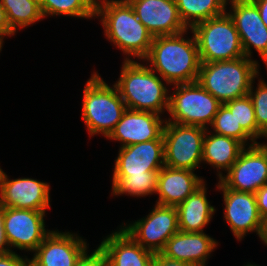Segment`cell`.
Returning <instances> with one entry per match:
<instances>
[{"label": "cell", "mask_w": 267, "mask_h": 266, "mask_svg": "<svg viewBox=\"0 0 267 266\" xmlns=\"http://www.w3.org/2000/svg\"><path fill=\"white\" fill-rule=\"evenodd\" d=\"M95 17H102L104 35L124 55L140 61L148 55L154 37L127 0H96Z\"/></svg>", "instance_id": "obj_2"}, {"label": "cell", "mask_w": 267, "mask_h": 266, "mask_svg": "<svg viewBox=\"0 0 267 266\" xmlns=\"http://www.w3.org/2000/svg\"><path fill=\"white\" fill-rule=\"evenodd\" d=\"M75 266H107L105 253L99 246L90 255L86 250L76 261Z\"/></svg>", "instance_id": "obj_31"}, {"label": "cell", "mask_w": 267, "mask_h": 266, "mask_svg": "<svg viewBox=\"0 0 267 266\" xmlns=\"http://www.w3.org/2000/svg\"><path fill=\"white\" fill-rule=\"evenodd\" d=\"M82 119L89 135L108 137L127 109L114 84L110 87L97 72H93L83 90Z\"/></svg>", "instance_id": "obj_5"}, {"label": "cell", "mask_w": 267, "mask_h": 266, "mask_svg": "<svg viewBox=\"0 0 267 266\" xmlns=\"http://www.w3.org/2000/svg\"><path fill=\"white\" fill-rule=\"evenodd\" d=\"M267 184V148L264 143H250L231 168L223 175L217 188L255 193Z\"/></svg>", "instance_id": "obj_10"}, {"label": "cell", "mask_w": 267, "mask_h": 266, "mask_svg": "<svg viewBox=\"0 0 267 266\" xmlns=\"http://www.w3.org/2000/svg\"><path fill=\"white\" fill-rule=\"evenodd\" d=\"M205 133L206 129L199 126L166 121L163 130L165 166L192 171L199 168Z\"/></svg>", "instance_id": "obj_8"}, {"label": "cell", "mask_w": 267, "mask_h": 266, "mask_svg": "<svg viewBox=\"0 0 267 266\" xmlns=\"http://www.w3.org/2000/svg\"><path fill=\"white\" fill-rule=\"evenodd\" d=\"M252 1L256 4L261 19L267 26V0H252Z\"/></svg>", "instance_id": "obj_37"}, {"label": "cell", "mask_w": 267, "mask_h": 266, "mask_svg": "<svg viewBox=\"0 0 267 266\" xmlns=\"http://www.w3.org/2000/svg\"><path fill=\"white\" fill-rule=\"evenodd\" d=\"M265 245H267V216L263 218L262 230L259 237Z\"/></svg>", "instance_id": "obj_38"}, {"label": "cell", "mask_w": 267, "mask_h": 266, "mask_svg": "<svg viewBox=\"0 0 267 266\" xmlns=\"http://www.w3.org/2000/svg\"><path fill=\"white\" fill-rule=\"evenodd\" d=\"M1 4L6 11L8 22L15 32L19 28L24 29L40 19H44L39 0H1Z\"/></svg>", "instance_id": "obj_26"}, {"label": "cell", "mask_w": 267, "mask_h": 266, "mask_svg": "<svg viewBox=\"0 0 267 266\" xmlns=\"http://www.w3.org/2000/svg\"><path fill=\"white\" fill-rule=\"evenodd\" d=\"M204 183L182 203L176 206L179 230L182 232H204V226L210 223L216 211L207 199Z\"/></svg>", "instance_id": "obj_23"}, {"label": "cell", "mask_w": 267, "mask_h": 266, "mask_svg": "<svg viewBox=\"0 0 267 266\" xmlns=\"http://www.w3.org/2000/svg\"><path fill=\"white\" fill-rule=\"evenodd\" d=\"M116 85L126 108L156 114L169 109V89L149 66L124 58ZM156 73V74H155Z\"/></svg>", "instance_id": "obj_3"}, {"label": "cell", "mask_w": 267, "mask_h": 266, "mask_svg": "<svg viewBox=\"0 0 267 266\" xmlns=\"http://www.w3.org/2000/svg\"><path fill=\"white\" fill-rule=\"evenodd\" d=\"M11 251L13 250L9 247L4 229V207L0 205V254H6Z\"/></svg>", "instance_id": "obj_34"}, {"label": "cell", "mask_w": 267, "mask_h": 266, "mask_svg": "<svg viewBox=\"0 0 267 266\" xmlns=\"http://www.w3.org/2000/svg\"><path fill=\"white\" fill-rule=\"evenodd\" d=\"M112 194L119 196L143 197L156 193L158 189V172H144L138 175H113Z\"/></svg>", "instance_id": "obj_25"}, {"label": "cell", "mask_w": 267, "mask_h": 266, "mask_svg": "<svg viewBox=\"0 0 267 266\" xmlns=\"http://www.w3.org/2000/svg\"><path fill=\"white\" fill-rule=\"evenodd\" d=\"M229 1L232 11L227 13L239 33L244 56L251 59V48L254 47L267 68V26L262 21L256 4L252 0Z\"/></svg>", "instance_id": "obj_12"}, {"label": "cell", "mask_w": 267, "mask_h": 266, "mask_svg": "<svg viewBox=\"0 0 267 266\" xmlns=\"http://www.w3.org/2000/svg\"><path fill=\"white\" fill-rule=\"evenodd\" d=\"M210 126L213 128L215 134L235 138L242 142L245 146L248 145L249 142L247 141L249 139L250 142H252V145L257 143L242 129L240 125H237L234 115H232L230 110L224 104L220 106Z\"/></svg>", "instance_id": "obj_29"}, {"label": "cell", "mask_w": 267, "mask_h": 266, "mask_svg": "<svg viewBox=\"0 0 267 266\" xmlns=\"http://www.w3.org/2000/svg\"><path fill=\"white\" fill-rule=\"evenodd\" d=\"M205 183L194 171L164 166L158 172L159 200L156 204L177 206Z\"/></svg>", "instance_id": "obj_20"}, {"label": "cell", "mask_w": 267, "mask_h": 266, "mask_svg": "<svg viewBox=\"0 0 267 266\" xmlns=\"http://www.w3.org/2000/svg\"><path fill=\"white\" fill-rule=\"evenodd\" d=\"M224 105L234 115L237 125H240L255 142H257L256 139L265 136L257 126L254 105L249 95L228 101Z\"/></svg>", "instance_id": "obj_28"}, {"label": "cell", "mask_w": 267, "mask_h": 266, "mask_svg": "<svg viewBox=\"0 0 267 266\" xmlns=\"http://www.w3.org/2000/svg\"><path fill=\"white\" fill-rule=\"evenodd\" d=\"M26 266H34L31 262H29Z\"/></svg>", "instance_id": "obj_41"}, {"label": "cell", "mask_w": 267, "mask_h": 266, "mask_svg": "<svg viewBox=\"0 0 267 266\" xmlns=\"http://www.w3.org/2000/svg\"><path fill=\"white\" fill-rule=\"evenodd\" d=\"M165 122L160 114L126 109L107 138L121 142L120 147L163 139Z\"/></svg>", "instance_id": "obj_15"}, {"label": "cell", "mask_w": 267, "mask_h": 266, "mask_svg": "<svg viewBox=\"0 0 267 266\" xmlns=\"http://www.w3.org/2000/svg\"><path fill=\"white\" fill-rule=\"evenodd\" d=\"M138 19L153 37L175 35L188 30L175 0H127Z\"/></svg>", "instance_id": "obj_17"}, {"label": "cell", "mask_w": 267, "mask_h": 266, "mask_svg": "<svg viewBox=\"0 0 267 266\" xmlns=\"http://www.w3.org/2000/svg\"><path fill=\"white\" fill-rule=\"evenodd\" d=\"M151 266H193V265L166 258L161 253H159L155 254Z\"/></svg>", "instance_id": "obj_36"}, {"label": "cell", "mask_w": 267, "mask_h": 266, "mask_svg": "<svg viewBox=\"0 0 267 266\" xmlns=\"http://www.w3.org/2000/svg\"><path fill=\"white\" fill-rule=\"evenodd\" d=\"M180 18L191 29L194 25L226 12L228 0H175Z\"/></svg>", "instance_id": "obj_24"}, {"label": "cell", "mask_w": 267, "mask_h": 266, "mask_svg": "<svg viewBox=\"0 0 267 266\" xmlns=\"http://www.w3.org/2000/svg\"><path fill=\"white\" fill-rule=\"evenodd\" d=\"M245 266H259V265L248 263Z\"/></svg>", "instance_id": "obj_40"}, {"label": "cell", "mask_w": 267, "mask_h": 266, "mask_svg": "<svg viewBox=\"0 0 267 266\" xmlns=\"http://www.w3.org/2000/svg\"><path fill=\"white\" fill-rule=\"evenodd\" d=\"M3 39H4V37L0 36V51H2L1 49L3 47V42H4Z\"/></svg>", "instance_id": "obj_39"}, {"label": "cell", "mask_w": 267, "mask_h": 266, "mask_svg": "<svg viewBox=\"0 0 267 266\" xmlns=\"http://www.w3.org/2000/svg\"><path fill=\"white\" fill-rule=\"evenodd\" d=\"M201 63L238 59L244 56L239 33L231 16L225 12L194 25Z\"/></svg>", "instance_id": "obj_6"}, {"label": "cell", "mask_w": 267, "mask_h": 266, "mask_svg": "<svg viewBox=\"0 0 267 266\" xmlns=\"http://www.w3.org/2000/svg\"><path fill=\"white\" fill-rule=\"evenodd\" d=\"M217 245L218 242L205 232L179 230L167 241L161 254L193 266H206L207 259Z\"/></svg>", "instance_id": "obj_19"}, {"label": "cell", "mask_w": 267, "mask_h": 266, "mask_svg": "<svg viewBox=\"0 0 267 266\" xmlns=\"http://www.w3.org/2000/svg\"><path fill=\"white\" fill-rule=\"evenodd\" d=\"M165 166L164 141L155 139L120 147L113 175H138L159 172Z\"/></svg>", "instance_id": "obj_18"}, {"label": "cell", "mask_w": 267, "mask_h": 266, "mask_svg": "<svg viewBox=\"0 0 267 266\" xmlns=\"http://www.w3.org/2000/svg\"><path fill=\"white\" fill-rule=\"evenodd\" d=\"M45 212L4 207V229L9 247L34 252L52 232L45 229Z\"/></svg>", "instance_id": "obj_11"}, {"label": "cell", "mask_w": 267, "mask_h": 266, "mask_svg": "<svg viewBox=\"0 0 267 266\" xmlns=\"http://www.w3.org/2000/svg\"><path fill=\"white\" fill-rule=\"evenodd\" d=\"M173 86L175 89L169 97L168 109L173 119L168 118L166 121L208 129L222 103L197 81Z\"/></svg>", "instance_id": "obj_7"}, {"label": "cell", "mask_w": 267, "mask_h": 266, "mask_svg": "<svg viewBox=\"0 0 267 266\" xmlns=\"http://www.w3.org/2000/svg\"><path fill=\"white\" fill-rule=\"evenodd\" d=\"M223 192L224 218L235 238L242 240L248 232L260 237L263 219L259 214L255 193L217 188Z\"/></svg>", "instance_id": "obj_14"}, {"label": "cell", "mask_w": 267, "mask_h": 266, "mask_svg": "<svg viewBox=\"0 0 267 266\" xmlns=\"http://www.w3.org/2000/svg\"><path fill=\"white\" fill-rule=\"evenodd\" d=\"M266 137H267V134H265L264 138H266ZM264 146L267 148V143L264 144Z\"/></svg>", "instance_id": "obj_42"}, {"label": "cell", "mask_w": 267, "mask_h": 266, "mask_svg": "<svg viewBox=\"0 0 267 266\" xmlns=\"http://www.w3.org/2000/svg\"><path fill=\"white\" fill-rule=\"evenodd\" d=\"M245 147L235 138L215 133L211 135L210 131L206 129L203 139L202 162L216 168L220 180L223 176L220 170L228 171Z\"/></svg>", "instance_id": "obj_22"}, {"label": "cell", "mask_w": 267, "mask_h": 266, "mask_svg": "<svg viewBox=\"0 0 267 266\" xmlns=\"http://www.w3.org/2000/svg\"><path fill=\"white\" fill-rule=\"evenodd\" d=\"M43 18L64 15L92 19L95 17L96 0H39Z\"/></svg>", "instance_id": "obj_27"}, {"label": "cell", "mask_w": 267, "mask_h": 266, "mask_svg": "<svg viewBox=\"0 0 267 266\" xmlns=\"http://www.w3.org/2000/svg\"><path fill=\"white\" fill-rule=\"evenodd\" d=\"M146 216L121 228L144 249L159 254L167 241L179 231L177 209L175 206L155 204Z\"/></svg>", "instance_id": "obj_9"}, {"label": "cell", "mask_w": 267, "mask_h": 266, "mask_svg": "<svg viewBox=\"0 0 267 266\" xmlns=\"http://www.w3.org/2000/svg\"><path fill=\"white\" fill-rule=\"evenodd\" d=\"M87 246L77 234L52 230L34 251L30 262L34 266H75Z\"/></svg>", "instance_id": "obj_16"}, {"label": "cell", "mask_w": 267, "mask_h": 266, "mask_svg": "<svg viewBox=\"0 0 267 266\" xmlns=\"http://www.w3.org/2000/svg\"><path fill=\"white\" fill-rule=\"evenodd\" d=\"M255 196L259 214L263 219L267 216V184L258 189Z\"/></svg>", "instance_id": "obj_33"}, {"label": "cell", "mask_w": 267, "mask_h": 266, "mask_svg": "<svg viewBox=\"0 0 267 266\" xmlns=\"http://www.w3.org/2000/svg\"><path fill=\"white\" fill-rule=\"evenodd\" d=\"M30 262L26 256L23 258L15 251L0 254V266H26Z\"/></svg>", "instance_id": "obj_32"}, {"label": "cell", "mask_w": 267, "mask_h": 266, "mask_svg": "<svg viewBox=\"0 0 267 266\" xmlns=\"http://www.w3.org/2000/svg\"><path fill=\"white\" fill-rule=\"evenodd\" d=\"M16 32L11 28L8 19H7V14L6 11L4 10L1 0H0V36L5 37V36H13Z\"/></svg>", "instance_id": "obj_35"}, {"label": "cell", "mask_w": 267, "mask_h": 266, "mask_svg": "<svg viewBox=\"0 0 267 266\" xmlns=\"http://www.w3.org/2000/svg\"><path fill=\"white\" fill-rule=\"evenodd\" d=\"M188 30L154 37L148 55L143 59L167 85L196 82L200 70L199 51L195 36L184 38ZM152 66V67H151Z\"/></svg>", "instance_id": "obj_1"}, {"label": "cell", "mask_w": 267, "mask_h": 266, "mask_svg": "<svg viewBox=\"0 0 267 266\" xmlns=\"http://www.w3.org/2000/svg\"><path fill=\"white\" fill-rule=\"evenodd\" d=\"M99 247L105 253L107 266H151L155 256L122 228L108 235Z\"/></svg>", "instance_id": "obj_21"}, {"label": "cell", "mask_w": 267, "mask_h": 266, "mask_svg": "<svg viewBox=\"0 0 267 266\" xmlns=\"http://www.w3.org/2000/svg\"><path fill=\"white\" fill-rule=\"evenodd\" d=\"M257 61L243 56L238 59L201 63L197 82L224 104L249 94L259 76Z\"/></svg>", "instance_id": "obj_4"}, {"label": "cell", "mask_w": 267, "mask_h": 266, "mask_svg": "<svg viewBox=\"0 0 267 266\" xmlns=\"http://www.w3.org/2000/svg\"><path fill=\"white\" fill-rule=\"evenodd\" d=\"M50 185L32 178L8 179L0 175V205L18 209L44 211L50 208Z\"/></svg>", "instance_id": "obj_13"}, {"label": "cell", "mask_w": 267, "mask_h": 266, "mask_svg": "<svg viewBox=\"0 0 267 266\" xmlns=\"http://www.w3.org/2000/svg\"><path fill=\"white\" fill-rule=\"evenodd\" d=\"M258 81L256 90H253L252 82L248 95L251 97L254 105L257 126L267 134V84L264 80Z\"/></svg>", "instance_id": "obj_30"}]
</instances>
